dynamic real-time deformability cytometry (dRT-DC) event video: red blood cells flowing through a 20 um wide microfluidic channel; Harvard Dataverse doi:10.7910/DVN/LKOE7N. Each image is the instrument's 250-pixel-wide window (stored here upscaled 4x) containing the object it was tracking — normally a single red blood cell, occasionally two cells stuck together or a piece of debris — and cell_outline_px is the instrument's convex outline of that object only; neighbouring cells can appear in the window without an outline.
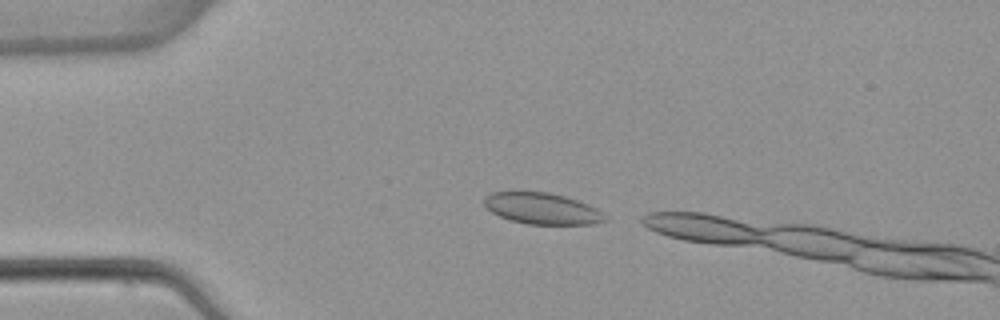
{"species": "common noctule bat (a hibernating species)", "species_latin": "Nyctalus noctula", "temperature_condition": "warm", "stored_images_in_passage": 2, "camera_frame_rate_fps": 3000, "um_per_image_px": 0.085, "animal": {"sex": "female", "body_mass_g": 22.7, "forearm_length_mm": 54.2}, "frame": {"image": 1, "passage_image": 1, "time_ms": 0.0, "image_size_px": [1000, 320], "cell_outline_px": [[608, 220], [596, 224], [528, 224], [508, 220], [492, 212], [484, 204], [484, 196], [492, 192], [520, 188], [548, 192], [564, 196], [588, 204], [596, 208], [608, 216]], "centroid_in_image_um": [46.04, 17.68], "position_along_channel_um": 39.0, "area_um2": 22.89}}